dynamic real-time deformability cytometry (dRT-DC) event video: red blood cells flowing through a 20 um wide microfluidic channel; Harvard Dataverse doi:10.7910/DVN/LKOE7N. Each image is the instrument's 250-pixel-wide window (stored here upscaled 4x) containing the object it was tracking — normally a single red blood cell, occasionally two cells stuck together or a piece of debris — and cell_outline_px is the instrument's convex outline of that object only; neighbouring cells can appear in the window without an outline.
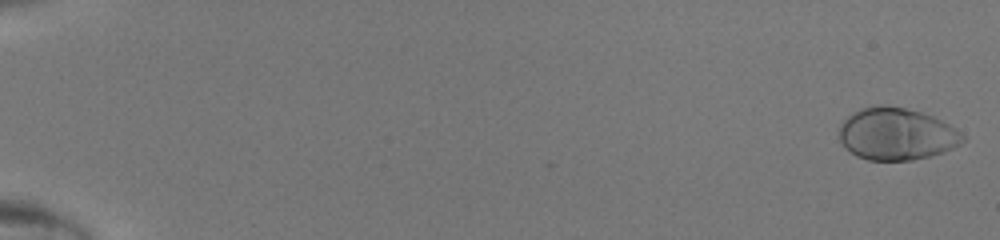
{"species": "human", "species_latin": "Homo sapiens", "temperature_condition": "room temperature", "stored_images_in_passage": 48, "camera_frame_rate_fps": 3000, "um_per_image_px": 0.085, "donor": {"sex": "male"}, "frame": {"image": 1, "passage_image": 1, "time_ms": 0.0, "image_size_px": [1000, 240], "cell_outline_px": [[964, 140], [960, 144], [944, 152], [912, 160], [868, 160], [856, 156], [840, 140], [840, 124], [852, 112], [864, 108], [880, 104], [884, 104], [904, 108], [920, 112], [932, 116], [948, 124], [960, 132], [964, 136]], "centroid_in_image_um": [76.2, 11.39], "position_along_channel_um": 8.8, "area_um2": 37.17}}
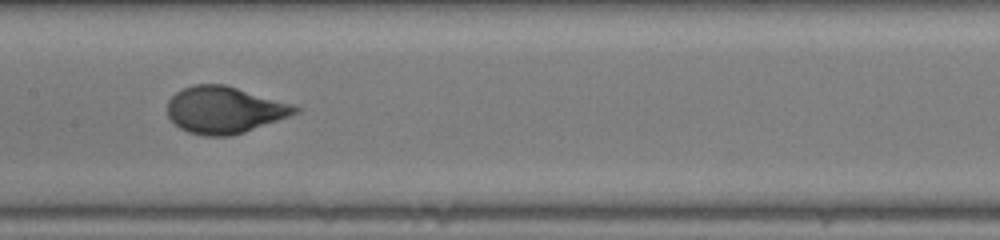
{"frame": {"image": 2, "passage_image": 27, "time_ms": 8.667, "image_size_px": [1000, 240], "cell_outline_px": [[300, 112], [244, 132], [228, 136], [204, 136], [188, 132], [180, 128], [168, 116], [168, 100], [176, 92], [192, 84], [224, 84], [292, 104], [300, 108]], "centroid_in_image_um": [19.06, 9.34], "position_along_channel_um": 188.3, "area_um2": 34.56}}
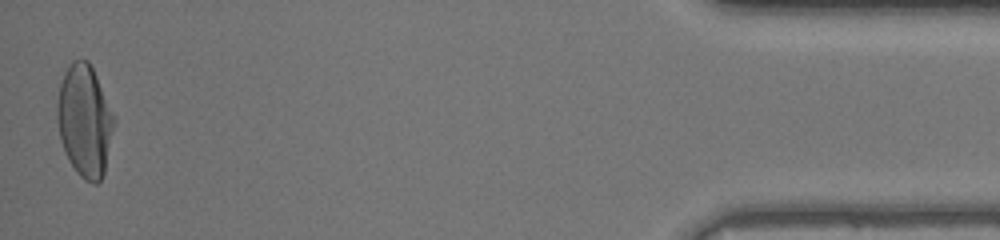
{"frame": {"image": 3, "passage_image": 48, "time_ms": 15.667, "image_size_px": [1000, 240], "cell_outline_px": [[116, 120], [104, 172], [100, 180], [96, 184], [92, 184], [84, 180], [80, 176], [68, 160], [60, 136], [56, 120], [56, 104], [60, 84], [64, 72], [68, 64], [72, 60], [88, 60], [96, 76]], "centroid_in_image_um": [7.18, 10.26], "position_along_channel_um": 428.0, "area_um2": 37.05}}